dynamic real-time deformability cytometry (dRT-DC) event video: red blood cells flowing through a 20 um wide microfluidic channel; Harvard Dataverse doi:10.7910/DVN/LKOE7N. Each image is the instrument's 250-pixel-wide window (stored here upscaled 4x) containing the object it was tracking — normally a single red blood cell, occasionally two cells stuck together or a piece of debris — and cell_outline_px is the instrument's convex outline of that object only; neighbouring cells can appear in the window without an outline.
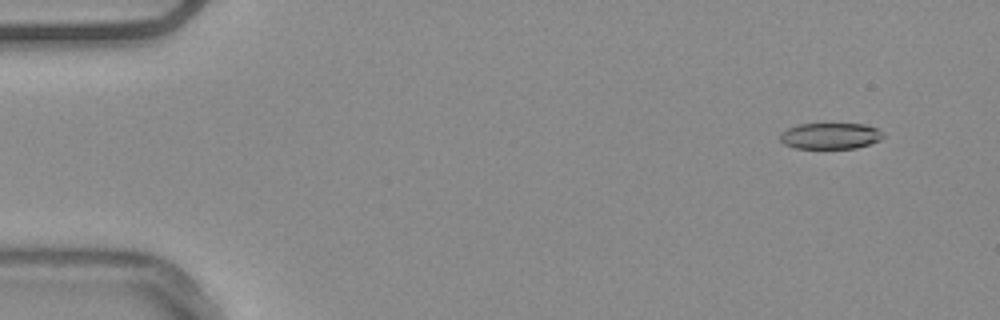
{"species": "common noctule bat (a hibernating species)", "species_latin": "Nyctalus noctula", "temperature_condition": "warm", "stored_images_in_passage": 55, "camera_frame_rate_fps": 3000, "um_per_image_px": 0.085, "animal": {"sex": "male", "body_mass_g": 20.4}, "frame": {"image": 1, "passage_image": 5, "time_ms": 1.333, "image_size_px": [1000, 320], "cell_outline_px": [[884, 136], [880, 140], [856, 148], [796, 148], [784, 144], [780, 140], [780, 136], [788, 128], [800, 124], [864, 124], [876, 128], [884, 132]], "centroid_in_image_um": [70.61, 11.55], "position_along_channel_um": 14.4, "area_um2": 15.55}}
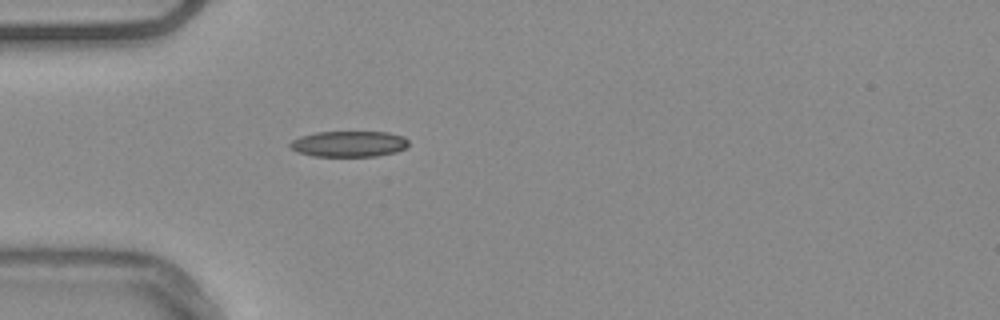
{"frame": {"image": 2, "passage_image": 17, "time_ms": 5.333, "image_size_px": [1000, 320], "cell_outline_px": [[408, 144], [404, 148], [396, 152], [376, 156], [312, 156], [296, 152], [288, 144], [292, 140], [300, 136], [316, 132], [388, 132], [404, 136], [408, 140]], "centroid_in_image_um": [29.64, 12.23], "position_along_channel_um": 55.4, "area_um2": 17.92}}
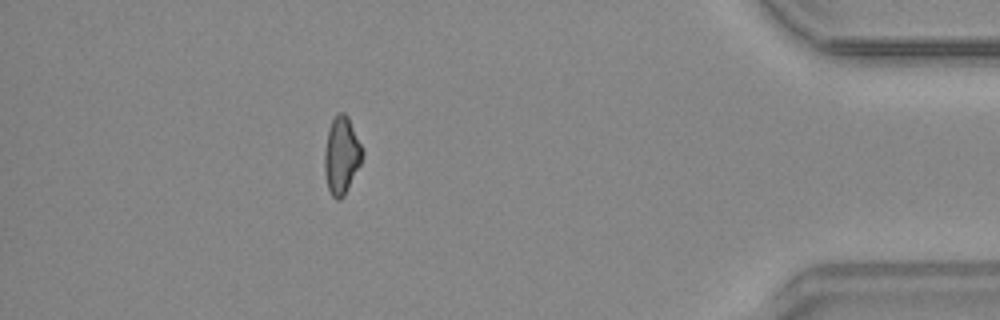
{"frame": {"image": 3, "passage_image": 49, "time_ms": 16.0, "image_size_px": [1000, 320], "cell_outline_px": [[364, 156], [344, 196], [340, 200], [336, 200], [332, 196], [328, 188], [324, 172], [324, 152], [328, 128], [332, 120], [340, 112], [344, 112], [348, 116], [364, 152]], "centroid_in_image_um": [29.02, 13.22], "position_along_channel_um": 406.2, "area_um2": 17.05}, "authors_computed_cell_mechanics": {"area_um2": 17.5134, "velocity_mm_per_s": 3.7751, "shape_relaxation_time_tau1_ms": 6.213, "shape_relaxation_time_tau2_ms": 8.9073, "deformation_change_tau1": 0.1239, "deformation_change_tau2": 0.1748}}